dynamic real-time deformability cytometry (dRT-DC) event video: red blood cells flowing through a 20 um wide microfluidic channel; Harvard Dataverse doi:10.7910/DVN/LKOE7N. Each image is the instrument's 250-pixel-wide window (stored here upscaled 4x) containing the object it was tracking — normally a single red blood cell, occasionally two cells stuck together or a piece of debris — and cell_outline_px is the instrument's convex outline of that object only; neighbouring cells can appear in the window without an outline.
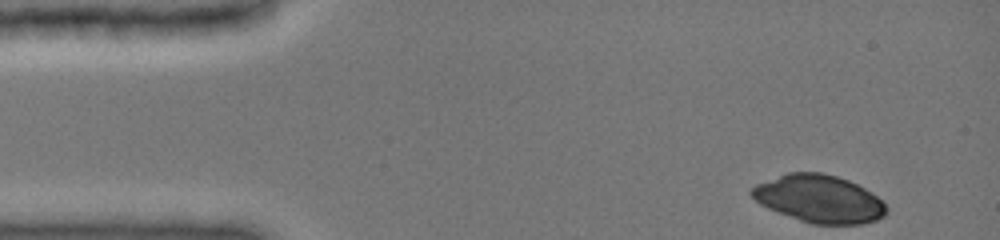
{"species": "common noctule bat (a hibernating species)", "species_latin": "Nyctalus noctula", "temperature_condition": "cold", "stored_images_in_passage": 40, "camera_frame_rate_fps": 3000, "um_per_image_px": 0.085, "animal": {"sex": "female", "body_mass_g": 19.0, "forearm_length_mm": 51.5}, "frame": {"image": 1, "passage_image": 1, "time_ms": 0.0, "image_size_px": [1000, 240], "cell_outline_px": [[888, 208], [884, 216], [876, 220], [864, 224], [812, 224], [800, 220], [768, 208], [760, 204], [748, 192], [756, 184], [788, 172], [820, 172], [836, 176], [848, 180], [872, 192]], "centroid_in_image_um": [69.63, 16.9], "position_along_channel_um": 15.4, "area_um2": 37.22}}